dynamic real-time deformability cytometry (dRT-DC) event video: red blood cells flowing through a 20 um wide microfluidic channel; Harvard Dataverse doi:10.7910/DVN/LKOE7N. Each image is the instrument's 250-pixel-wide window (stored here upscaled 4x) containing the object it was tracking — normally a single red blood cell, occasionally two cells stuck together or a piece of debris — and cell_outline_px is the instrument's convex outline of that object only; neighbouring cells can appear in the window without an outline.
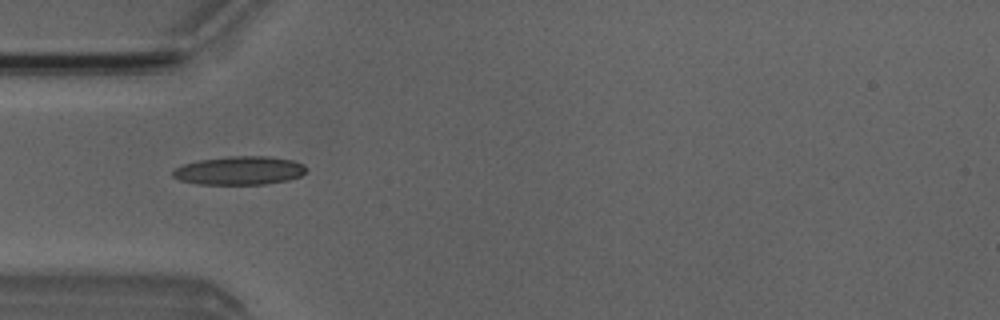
{"species": "Egyptian fruit bat (a non-hibernating species)", "species_latin": "Rousettus aegyptiacus", "temperature_condition": "room temperature", "stored_images_in_passage": 5, "camera_frame_rate_fps": 3000, "um_per_image_px": 0.085, "animal": {"sex": "male"}, "frame": {"image": 1, "passage_image": 3, "time_ms": 2.333, "image_size_px": [1000, 320], "cell_outline_px": [[308, 168], [300, 176], [288, 180], [264, 184], [200, 184], [180, 180], [172, 176], [172, 172], [176, 168], [184, 164], [200, 160], [228, 156], [268, 156], [292, 160], [304, 164]], "centroid_in_image_um": [20.38, 14.49], "position_along_channel_um": 64.6, "area_um2": 22.08}}